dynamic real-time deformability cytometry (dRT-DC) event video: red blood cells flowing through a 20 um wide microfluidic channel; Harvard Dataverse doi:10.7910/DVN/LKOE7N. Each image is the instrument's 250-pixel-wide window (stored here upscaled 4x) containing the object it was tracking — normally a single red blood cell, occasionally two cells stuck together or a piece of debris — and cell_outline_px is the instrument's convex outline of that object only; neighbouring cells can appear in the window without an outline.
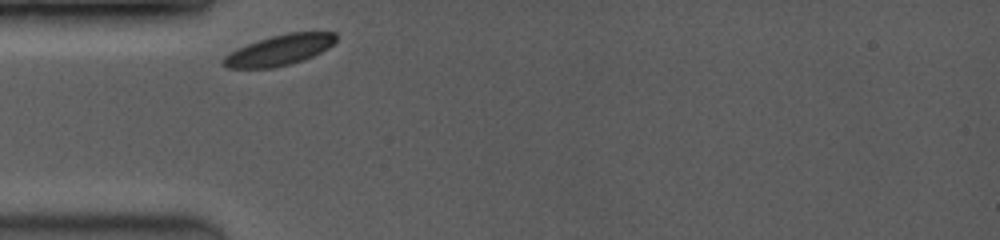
{"species": "common noctule bat (a hibernating species)", "species_latin": "Nyctalus noctula", "temperature_condition": "room temperature", "stored_images_in_passage": 7, "camera_frame_rate_fps": 3500, "um_per_image_px": 0.085, "animal": {"sex": "female", "body_mass_g": 19.0, "forearm_length_mm": 53.3}, "frame": {"image": 1, "passage_image": 1, "time_ms": 0.0, "image_size_px": [1000, 240], "cell_outline_px": [[336, 40], [328, 48], [304, 60], [272, 68], [228, 68], [220, 64], [220, 60], [224, 56], [248, 44], [272, 36], [288, 32], [336, 32]], "centroid_in_image_um": [23.74, 4.27], "position_along_channel_um": 61.3, "area_um2": 19.83}}
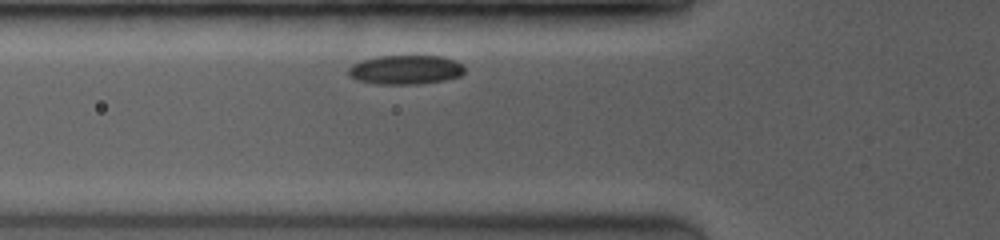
{"frame": {"image": 2, "passage_image": 4, "time_ms": 0.857, "image_size_px": [1000, 240], "cell_outline_px": [[464, 72], [460, 76], [444, 80], [416, 84], [380, 84], [356, 80], [348, 76], [348, 68], [352, 64], [376, 56], [444, 56], [456, 60], [464, 68]], "centroid_in_image_um": [34.46, 5.92], "position_along_channel_um": 91.3, "area_um2": 19.77}}